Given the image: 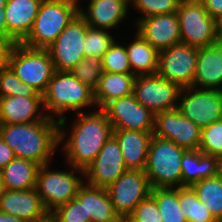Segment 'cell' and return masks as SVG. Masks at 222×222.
Segmentation results:
<instances>
[{
  "label": "cell",
  "instance_id": "6da1fadb",
  "mask_svg": "<svg viewBox=\"0 0 222 222\" xmlns=\"http://www.w3.org/2000/svg\"><path fill=\"white\" fill-rule=\"evenodd\" d=\"M0 137L16 158L28 159L40 166L50 163L59 145L58 120L47 116L43 121L0 124Z\"/></svg>",
  "mask_w": 222,
  "mask_h": 222
},
{
  "label": "cell",
  "instance_id": "7a4b0ae2",
  "mask_svg": "<svg viewBox=\"0 0 222 222\" xmlns=\"http://www.w3.org/2000/svg\"><path fill=\"white\" fill-rule=\"evenodd\" d=\"M77 115L63 150L67 164L85 170L110 138L113 129L102 109L90 113L82 111Z\"/></svg>",
  "mask_w": 222,
  "mask_h": 222
},
{
  "label": "cell",
  "instance_id": "3957f363",
  "mask_svg": "<svg viewBox=\"0 0 222 222\" xmlns=\"http://www.w3.org/2000/svg\"><path fill=\"white\" fill-rule=\"evenodd\" d=\"M42 98L43 109L51 112V118L58 117L59 144L66 136L65 112L71 110L80 113L82 112L80 109L84 107L96 106L94 90L82 83L70 71H55Z\"/></svg>",
  "mask_w": 222,
  "mask_h": 222
},
{
  "label": "cell",
  "instance_id": "277c9868",
  "mask_svg": "<svg viewBox=\"0 0 222 222\" xmlns=\"http://www.w3.org/2000/svg\"><path fill=\"white\" fill-rule=\"evenodd\" d=\"M79 12L78 0H43L22 45L47 49Z\"/></svg>",
  "mask_w": 222,
  "mask_h": 222
},
{
  "label": "cell",
  "instance_id": "5b68a950",
  "mask_svg": "<svg viewBox=\"0 0 222 222\" xmlns=\"http://www.w3.org/2000/svg\"><path fill=\"white\" fill-rule=\"evenodd\" d=\"M186 151L173 141L152 136L144 169L152 189L182 187L181 159Z\"/></svg>",
  "mask_w": 222,
  "mask_h": 222
},
{
  "label": "cell",
  "instance_id": "8992f818",
  "mask_svg": "<svg viewBox=\"0 0 222 222\" xmlns=\"http://www.w3.org/2000/svg\"><path fill=\"white\" fill-rule=\"evenodd\" d=\"M176 12L182 43L199 49L220 41L218 21L200 0H181Z\"/></svg>",
  "mask_w": 222,
  "mask_h": 222
},
{
  "label": "cell",
  "instance_id": "52a82bcc",
  "mask_svg": "<svg viewBox=\"0 0 222 222\" xmlns=\"http://www.w3.org/2000/svg\"><path fill=\"white\" fill-rule=\"evenodd\" d=\"M9 67L15 75L43 95L55 73L54 64L47 49H33L17 43L13 48Z\"/></svg>",
  "mask_w": 222,
  "mask_h": 222
},
{
  "label": "cell",
  "instance_id": "ba28073f",
  "mask_svg": "<svg viewBox=\"0 0 222 222\" xmlns=\"http://www.w3.org/2000/svg\"><path fill=\"white\" fill-rule=\"evenodd\" d=\"M49 165L50 163L40 166L35 189L50 214L75 198L79 187L84 183V179L75 175V172L84 176V170L69 165L70 172L53 171L49 170Z\"/></svg>",
  "mask_w": 222,
  "mask_h": 222
},
{
  "label": "cell",
  "instance_id": "9c48e42d",
  "mask_svg": "<svg viewBox=\"0 0 222 222\" xmlns=\"http://www.w3.org/2000/svg\"><path fill=\"white\" fill-rule=\"evenodd\" d=\"M177 109L203 129L222 119V91L193 86L182 88Z\"/></svg>",
  "mask_w": 222,
  "mask_h": 222
},
{
  "label": "cell",
  "instance_id": "30bf717a",
  "mask_svg": "<svg viewBox=\"0 0 222 222\" xmlns=\"http://www.w3.org/2000/svg\"><path fill=\"white\" fill-rule=\"evenodd\" d=\"M89 25L77 14L47 48L55 71H70L85 58L84 41Z\"/></svg>",
  "mask_w": 222,
  "mask_h": 222
},
{
  "label": "cell",
  "instance_id": "8fae6325",
  "mask_svg": "<svg viewBox=\"0 0 222 222\" xmlns=\"http://www.w3.org/2000/svg\"><path fill=\"white\" fill-rule=\"evenodd\" d=\"M181 87L154 75L136 76L133 86L135 99L154 114L178 107Z\"/></svg>",
  "mask_w": 222,
  "mask_h": 222
},
{
  "label": "cell",
  "instance_id": "7c38bea8",
  "mask_svg": "<svg viewBox=\"0 0 222 222\" xmlns=\"http://www.w3.org/2000/svg\"><path fill=\"white\" fill-rule=\"evenodd\" d=\"M115 212L125 220L134 208L151 195L150 181L141 170H127L107 189Z\"/></svg>",
  "mask_w": 222,
  "mask_h": 222
},
{
  "label": "cell",
  "instance_id": "4fadbf2b",
  "mask_svg": "<svg viewBox=\"0 0 222 222\" xmlns=\"http://www.w3.org/2000/svg\"><path fill=\"white\" fill-rule=\"evenodd\" d=\"M198 48L177 43L159 52L157 74L181 88L193 86Z\"/></svg>",
  "mask_w": 222,
  "mask_h": 222
},
{
  "label": "cell",
  "instance_id": "5bb4252c",
  "mask_svg": "<svg viewBox=\"0 0 222 222\" xmlns=\"http://www.w3.org/2000/svg\"><path fill=\"white\" fill-rule=\"evenodd\" d=\"M102 110L113 130L154 131L155 114L140 104L133 94L110 101Z\"/></svg>",
  "mask_w": 222,
  "mask_h": 222
},
{
  "label": "cell",
  "instance_id": "9a60e30c",
  "mask_svg": "<svg viewBox=\"0 0 222 222\" xmlns=\"http://www.w3.org/2000/svg\"><path fill=\"white\" fill-rule=\"evenodd\" d=\"M200 134L201 129L177 108L155 114L153 136L173 141L185 150H198Z\"/></svg>",
  "mask_w": 222,
  "mask_h": 222
},
{
  "label": "cell",
  "instance_id": "2e32d148",
  "mask_svg": "<svg viewBox=\"0 0 222 222\" xmlns=\"http://www.w3.org/2000/svg\"><path fill=\"white\" fill-rule=\"evenodd\" d=\"M126 171L119 144L111 135L94 161L84 170V177H87V184L107 189Z\"/></svg>",
  "mask_w": 222,
  "mask_h": 222
},
{
  "label": "cell",
  "instance_id": "e0dca14e",
  "mask_svg": "<svg viewBox=\"0 0 222 222\" xmlns=\"http://www.w3.org/2000/svg\"><path fill=\"white\" fill-rule=\"evenodd\" d=\"M136 24L137 33L158 52L181 42L177 12L139 18Z\"/></svg>",
  "mask_w": 222,
  "mask_h": 222
},
{
  "label": "cell",
  "instance_id": "ac0fdd59",
  "mask_svg": "<svg viewBox=\"0 0 222 222\" xmlns=\"http://www.w3.org/2000/svg\"><path fill=\"white\" fill-rule=\"evenodd\" d=\"M0 211L25 222L38 221L49 214L35 188L24 191L4 190L0 198Z\"/></svg>",
  "mask_w": 222,
  "mask_h": 222
},
{
  "label": "cell",
  "instance_id": "d6986e66",
  "mask_svg": "<svg viewBox=\"0 0 222 222\" xmlns=\"http://www.w3.org/2000/svg\"><path fill=\"white\" fill-rule=\"evenodd\" d=\"M42 105V96L0 97V124L32 123L51 117L50 113H39L44 108Z\"/></svg>",
  "mask_w": 222,
  "mask_h": 222
},
{
  "label": "cell",
  "instance_id": "ffe728a7",
  "mask_svg": "<svg viewBox=\"0 0 222 222\" xmlns=\"http://www.w3.org/2000/svg\"><path fill=\"white\" fill-rule=\"evenodd\" d=\"M43 0H8L4 6L7 39L21 43L30 32Z\"/></svg>",
  "mask_w": 222,
  "mask_h": 222
},
{
  "label": "cell",
  "instance_id": "44dd1931",
  "mask_svg": "<svg viewBox=\"0 0 222 222\" xmlns=\"http://www.w3.org/2000/svg\"><path fill=\"white\" fill-rule=\"evenodd\" d=\"M198 86V87H197ZM222 41L198 49L193 87L222 91Z\"/></svg>",
  "mask_w": 222,
  "mask_h": 222
},
{
  "label": "cell",
  "instance_id": "7402d4cb",
  "mask_svg": "<svg viewBox=\"0 0 222 222\" xmlns=\"http://www.w3.org/2000/svg\"><path fill=\"white\" fill-rule=\"evenodd\" d=\"M128 6L124 0H90L87 12L79 5L78 14L89 27L109 30L125 19Z\"/></svg>",
  "mask_w": 222,
  "mask_h": 222
},
{
  "label": "cell",
  "instance_id": "603a6c76",
  "mask_svg": "<svg viewBox=\"0 0 222 222\" xmlns=\"http://www.w3.org/2000/svg\"><path fill=\"white\" fill-rule=\"evenodd\" d=\"M75 198L83 204L85 218H90V222H123L115 212L106 189L84 182Z\"/></svg>",
  "mask_w": 222,
  "mask_h": 222
},
{
  "label": "cell",
  "instance_id": "cb8c5ba5",
  "mask_svg": "<svg viewBox=\"0 0 222 222\" xmlns=\"http://www.w3.org/2000/svg\"><path fill=\"white\" fill-rule=\"evenodd\" d=\"M112 135L119 144L127 170L144 171L153 132L113 130Z\"/></svg>",
  "mask_w": 222,
  "mask_h": 222
},
{
  "label": "cell",
  "instance_id": "d4e9b609",
  "mask_svg": "<svg viewBox=\"0 0 222 222\" xmlns=\"http://www.w3.org/2000/svg\"><path fill=\"white\" fill-rule=\"evenodd\" d=\"M182 187L219 174L220 159L200 150H187L181 159Z\"/></svg>",
  "mask_w": 222,
  "mask_h": 222
},
{
  "label": "cell",
  "instance_id": "484cf974",
  "mask_svg": "<svg viewBox=\"0 0 222 222\" xmlns=\"http://www.w3.org/2000/svg\"><path fill=\"white\" fill-rule=\"evenodd\" d=\"M39 168L40 165L34 161L15 157L0 171L4 190L35 188Z\"/></svg>",
  "mask_w": 222,
  "mask_h": 222
},
{
  "label": "cell",
  "instance_id": "4316f807",
  "mask_svg": "<svg viewBox=\"0 0 222 222\" xmlns=\"http://www.w3.org/2000/svg\"><path fill=\"white\" fill-rule=\"evenodd\" d=\"M136 76L132 73L104 72L97 88L94 90L96 107L102 109L112 100L133 94V86Z\"/></svg>",
  "mask_w": 222,
  "mask_h": 222
},
{
  "label": "cell",
  "instance_id": "83f0119b",
  "mask_svg": "<svg viewBox=\"0 0 222 222\" xmlns=\"http://www.w3.org/2000/svg\"><path fill=\"white\" fill-rule=\"evenodd\" d=\"M126 52L132 74L135 76L157 74L159 52L139 33L136 32L135 40L127 45Z\"/></svg>",
  "mask_w": 222,
  "mask_h": 222
},
{
  "label": "cell",
  "instance_id": "f1b7e54d",
  "mask_svg": "<svg viewBox=\"0 0 222 222\" xmlns=\"http://www.w3.org/2000/svg\"><path fill=\"white\" fill-rule=\"evenodd\" d=\"M212 215L222 222V176L202 179L190 186Z\"/></svg>",
  "mask_w": 222,
  "mask_h": 222
},
{
  "label": "cell",
  "instance_id": "f546056e",
  "mask_svg": "<svg viewBox=\"0 0 222 222\" xmlns=\"http://www.w3.org/2000/svg\"><path fill=\"white\" fill-rule=\"evenodd\" d=\"M150 196L156 202L162 222H187L180 207L179 188H155Z\"/></svg>",
  "mask_w": 222,
  "mask_h": 222
},
{
  "label": "cell",
  "instance_id": "4dcf8cb0",
  "mask_svg": "<svg viewBox=\"0 0 222 222\" xmlns=\"http://www.w3.org/2000/svg\"><path fill=\"white\" fill-rule=\"evenodd\" d=\"M179 201L187 222H219L190 186L179 187Z\"/></svg>",
  "mask_w": 222,
  "mask_h": 222
},
{
  "label": "cell",
  "instance_id": "1f68e13d",
  "mask_svg": "<svg viewBox=\"0 0 222 222\" xmlns=\"http://www.w3.org/2000/svg\"><path fill=\"white\" fill-rule=\"evenodd\" d=\"M70 72L82 83L95 90L104 73L102 58L95 56L85 57Z\"/></svg>",
  "mask_w": 222,
  "mask_h": 222
},
{
  "label": "cell",
  "instance_id": "d6a6232c",
  "mask_svg": "<svg viewBox=\"0 0 222 222\" xmlns=\"http://www.w3.org/2000/svg\"><path fill=\"white\" fill-rule=\"evenodd\" d=\"M113 42L114 38L108 30L88 27L83 44L85 57L102 58Z\"/></svg>",
  "mask_w": 222,
  "mask_h": 222
},
{
  "label": "cell",
  "instance_id": "836d02e7",
  "mask_svg": "<svg viewBox=\"0 0 222 222\" xmlns=\"http://www.w3.org/2000/svg\"><path fill=\"white\" fill-rule=\"evenodd\" d=\"M6 96H42L28 84L23 83L10 67L0 71V97Z\"/></svg>",
  "mask_w": 222,
  "mask_h": 222
},
{
  "label": "cell",
  "instance_id": "e575fe53",
  "mask_svg": "<svg viewBox=\"0 0 222 222\" xmlns=\"http://www.w3.org/2000/svg\"><path fill=\"white\" fill-rule=\"evenodd\" d=\"M116 43L117 42L114 41L102 57L104 72L121 74L132 73L126 46Z\"/></svg>",
  "mask_w": 222,
  "mask_h": 222
},
{
  "label": "cell",
  "instance_id": "d590c367",
  "mask_svg": "<svg viewBox=\"0 0 222 222\" xmlns=\"http://www.w3.org/2000/svg\"><path fill=\"white\" fill-rule=\"evenodd\" d=\"M198 150L222 159V119L201 129Z\"/></svg>",
  "mask_w": 222,
  "mask_h": 222
},
{
  "label": "cell",
  "instance_id": "8d00e7d4",
  "mask_svg": "<svg viewBox=\"0 0 222 222\" xmlns=\"http://www.w3.org/2000/svg\"><path fill=\"white\" fill-rule=\"evenodd\" d=\"M181 0H134L131 5L146 18L153 15L170 14L178 10Z\"/></svg>",
  "mask_w": 222,
  "mask_h": 222
},
{
  "label": "cell",
  "instance_id": "74e56055",
  "mask_svg": "<svg viewBox=\"0 0 222 222\" xmlns=\"http://www.w3.org/2000/svg\"><path fill=\"white\" fill-rule=\"evenodd\" d=\"M124 221L162 222V219L155 200L149 196L140 202Z\"/></svg>",
  "mask_w": 222,
  "mask_h": 222
},
{
  "label": "cell",
  "instance_id": "f35d334b",
  "mask_svg": "<svg viewBox=\"0 0 222 222\" xmlns=\"http://www.w3.org/2000/svg\"><path fill=\"white\" fill-rule=\"evenodd\" d=\"M56 222H90L85 218L84 206L76 198L67 204L61 205L50 213Z\"/></svg>",
  "mask_w": 222,
  "mask_h": 222
},
{
  "label": "cell",
  "instance_id": "ab89813d",
  "mask_svg": "<svg viewBox=\"0 0 222 222\" xmlns=\"http://www.w3.org/2000/svg\"><path fill=\"white\" fill-rule=\"evenodd\" d=\"M17 43L10 39L0 38V71L9 67V59Z\"/></svg>",
  "mask_w": 222,
  "mask_h": 222
},
{
  "label": "cell",
  "instance_id": "60d3db41",
  "mask_svg": "<svg viewBox=\"0 0 222 222\" xmlns=\"http://www.w3.org/2000/svg\"><path fill=\"white\" fill-rule=\"evenodd\" d=\"M208 14L215 18L218 22L222 19V0H200Z\"/></svg>",
  "mask_w": 222,
  "mask_h": 222
},
{
  "label": "cell",
  "instance_id": "b9f144b4",
  "mask_svg": "<svg viewBox=\"0 0 222 222\" xmlns=\"http://www.w3.org/2000/svg\"><path fill=\"white\" fill-rule=\"evenodd\" d=\"M14 158L13 150L0 137V171Z\"/></svg>",
  "mask_w": 222,
  "mask_h": 222
},
{
  "label": "cell",
  "instance_id": "7bdbcfd3",
  "mask_svg": "<svg viewBox=\"0 0 222 222\" xmlns=\"http://www.w3.org/2000/svg\"><path fill=\"white\" fill-rule=\"evenodd\" d=\"M0 38L7 39V24L4 6H0Z\"/></svg>",
  "mask_w": 222,
  "mask_h": 222
},
{
  "label": "cell",
  "instance_id": "ee69618b",
  "mask_svg": "<svg viewBox=\"0 0 222 222\" xmlns=\"http://www.w3.org/2000/svg\"><path fill=\"white\" fill-rule=\"evenodd\" d=\"M0 222H25V221L13 215L0 211Z\"/></svg>",
  "mask_w": 222,
  "mask_h": 222
},
{
  "label": "cell",
  "instance_id": "f6af8a7d",
  "mask_svg": "<svg viewBox=\"0 0 222 222\" xmlns=\"http://www.w3.org/2000/svg\"><path fill=\"white\" fill-rule=\"evenodd\" d=\"M34 222H56V221H55V218L51 214H48L45 218L38 221H34Z\"/></svg>",
  "mask_w": 222,
  "mask_h": 222
},
{
  "label": "cell",
  "instance_id": "bcb514c9",
  "mask_svg": "<svg viewBox=\"0 0 222 222\" xmlns=\"http://www.w3.org/2000/svg\"><path fill=\"white\" fill-rule=\"evenodd\" d=\"M218 24H219V36L220 40L222 41V19L219 20Z\"/></svg>",
  "mask_w": 222,
  "mask_h": 222
},
{
  "label": "cell",
  "instance_id": "7dc6e473",
  "mask_svg": "<svg viewBox=\"0 0 222 222\" xmlns=\"http://www.w3.org/2000/svg\"><path fill=\"white\" fill-rule=\"evenodd\" d=\"M3 191H4V188H3V183H2L1 174H0V198L2 196Z\"/></svg>",
  "mask_w": 222,
  "mask_h": 222
},
{
  "label": "cell",
  "instance_id": "c3c4849f",
  "mask_svg": "<svg viewBox=\"0 0 222 222\" xmlns=\"http://www.w3.org/2000/svg\"><path fill=\"white\" fill-rule=\"evenodd\" d=\"M8 0H0V6H5Z\"/></svg>",
  "mask_w": 222,
  "mask_h": 222
},
{
  "label": "cell",
  "instance_id": "681fc988",
  "mask_svg": "<svg viewBox=\"0 0 222 222\" xmlns=\"http://www.w3.org/2000/svg\"><path fill=\"white\" fill-rule=\"evenodd\" d=\"M219 174L222 176V159L220 160V170H219Z\"/></svg>",
  "mask_w": 222,
  "mask_h": 222
},
{
  "label": "cell",
  "instance_id": "f907efd6",
  "mask_svg": "<svg viewBox=\"0 0 222 222\" xmlns=\"http://www.w3.org/2000/svg\"><path fill=\"white\" fill-rule=\"evenodd\" d=\"M127 4H131L134 0H124Z\"/></svg>",
  "mask_w": 222,
  "mask_h": 222
}]
</instances>
